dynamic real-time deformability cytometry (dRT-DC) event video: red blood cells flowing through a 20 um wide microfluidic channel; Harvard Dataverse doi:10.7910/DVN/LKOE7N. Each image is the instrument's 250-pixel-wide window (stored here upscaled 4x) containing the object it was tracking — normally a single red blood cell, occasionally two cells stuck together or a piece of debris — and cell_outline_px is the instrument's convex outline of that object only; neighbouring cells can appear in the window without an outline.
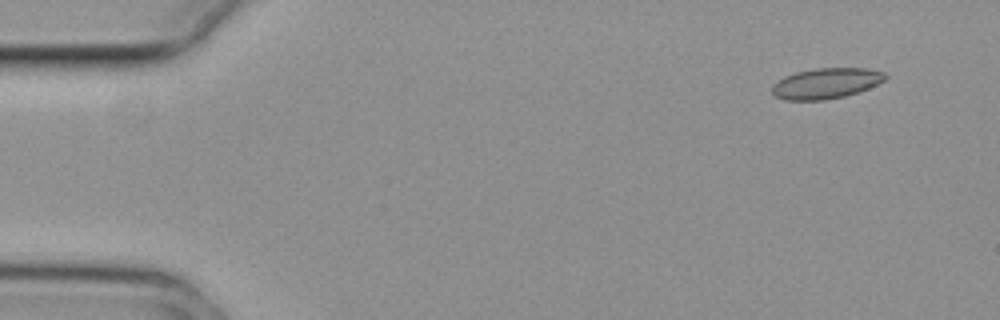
{"species": "common noctule bat (a hibernating species)", "species_latin": "Nyctalus noctula", "temperature_condition": "cold", "stored_images_in_passage": 49, "camera_frame_rate_fps": 3000, "um_per_image_px": 0.085, "animal": {"sex": "female", "body_mass_g": 29.2, "forearm_length_mm": 56.3}, "frame": {"image": 1, "passage_image": 1, "time_ms": 0.0, "image_size_px": [1000, 320], "cell_outline_px": [[888, 76], [884, 80], [868, 88], [844, 96], [824, 100], [784, 100], [776, 96], [772, 92], [772, 84], [776, 80], [784, 76], [796, 72], [816, 68], [868, 68], [884, 72]], "centroid_in_image_um": [70.18, 7.07], "position_along_channel_um": 14.8, "area_um2": 20.17}}
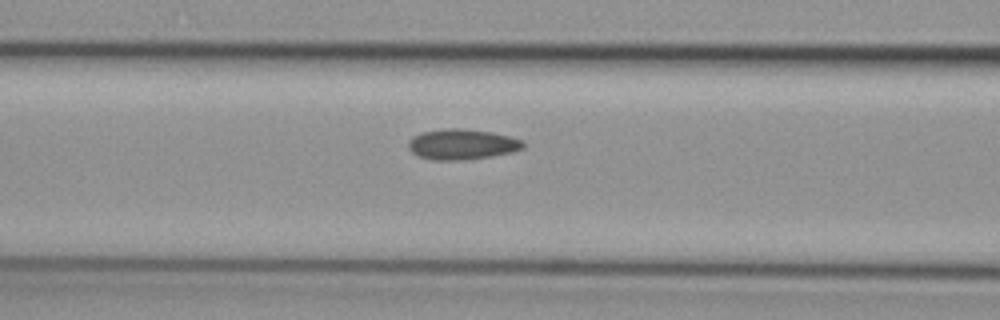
{"frame": {"image": 2, "passage_image": 19, "time_ms": 6.0, "image_size_px": [1000, 320], "cell_outline_px": [[524, 148], [512, 152], [492, 156], [464, 160], [432, 160], [420, 156], [412, 152], [408, 148], [408, 140], [412, 136], [420, 132], [448, 128], [460, 128], [492, 132], [508, 136], [520, 140], [524, 144]], "centroid_in_image_um": [39.23, 12.26], "position_along_channel_um": 127.4, "area_um2": 20.4}}
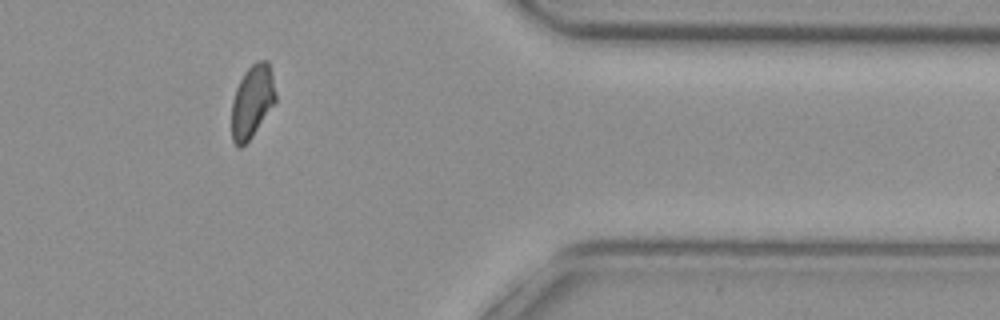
{"frame": {"image": 3, "passage_image": 42, "time_ms": 13.667, "image_size_px": [1000, 320], "cell_outline_px": [[276, 100], [252, 136], [240, 148], [232, 140], [232, 100], [236, 88], [244, 72], [256, 60], [268, 60], [272, 72], [276, 96]], "centroid_in_image_um": [21.43, 8.58], "position_along_channel_um": 390.0, "area_um2": 18.5}, "authors_computed_cell_mechanics": {"area_um2": 19.8254, "velocity_mm_per_s": 3.7307, "shape_relaxation_time_tau1_ms": 9.62, "shape_relaxation_time_tau2_ms": 1.8631, "deformation_change_tau1": 0.122, "deformation_change_tau2": 0.0663}}